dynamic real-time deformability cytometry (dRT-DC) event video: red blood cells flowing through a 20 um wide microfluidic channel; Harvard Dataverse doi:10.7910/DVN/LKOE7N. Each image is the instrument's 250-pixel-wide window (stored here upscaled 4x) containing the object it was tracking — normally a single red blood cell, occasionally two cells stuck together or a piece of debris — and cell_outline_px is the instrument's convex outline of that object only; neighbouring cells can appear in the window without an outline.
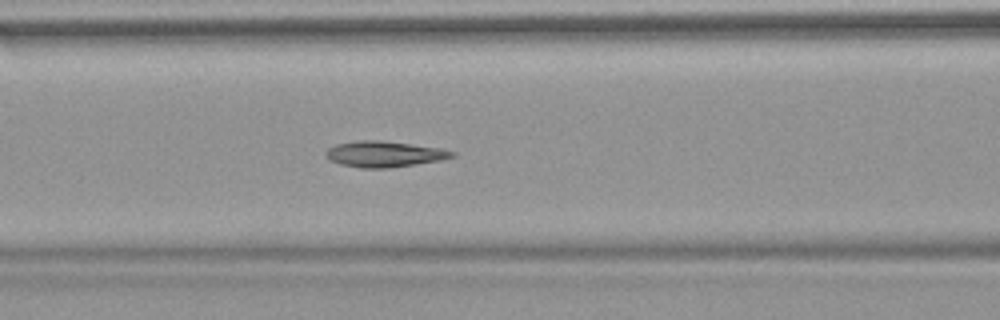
{"species": "common noctule bat (a hibernating species)", "species_latin": "Nyctalus noctula", "temperature_condition": "warm", "stored_images_in_passage": 38, "camera_frame_rate_fps": 3000, "um_per_image_px": 0.085, "animal": {"sex": "female", "body_mass_g": 18.4}, "frame": {"image": 1, "passage_image": 12, "time_ms": 3.667, "image_size_px": [1000, 320], "cell_outline_px": [[456, 156], [440, 160], [388, 168], [360, 168], [340, 164], [328, 160], [324, 152], [328, 148], [336, 144], [360, 140], [384, 140], [440, 148], [456, 152]], "centroid_in_image_um": [32.63, 13.09], "position_along_channel_um": 134.0, "area_um2": 19.13}, "authors_computed_cell_mechanics": {"area_um2": 18.3515, "velocity_mm_per_s": 3.8128, "shape_relaxation_time_tau1_ms": null, "shape_relaxation_time_tau2_ms": 4.0259, "deformation_change_tau1": null, "deformation_change_tau2": 0.09}}